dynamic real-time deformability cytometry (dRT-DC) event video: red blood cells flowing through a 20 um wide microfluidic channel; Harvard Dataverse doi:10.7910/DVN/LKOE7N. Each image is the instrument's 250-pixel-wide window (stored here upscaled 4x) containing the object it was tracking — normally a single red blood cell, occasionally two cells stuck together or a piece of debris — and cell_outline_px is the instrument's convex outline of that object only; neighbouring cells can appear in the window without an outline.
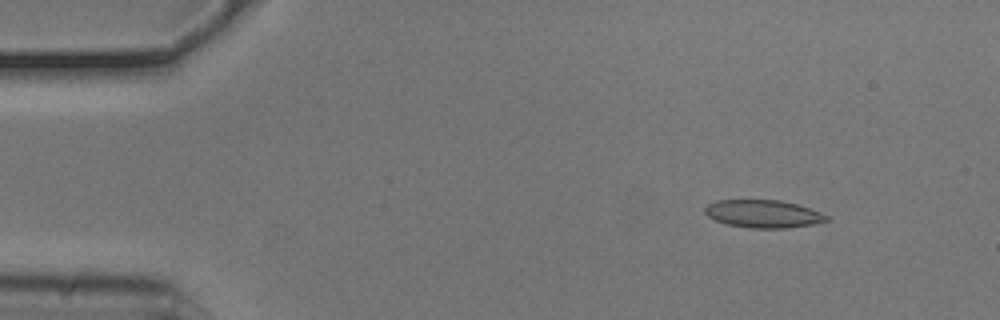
{"species": "common noctule bat (a hibernating species)", "species_latin": "Nyctalus noctula", "temperature_condition": "cold", "stored_images_in_passage": 53, "camera_frame_rate_fps": 3000, "um_per_image_px": 0.085, "animal": {"sex": "male", "body_mass_g": 20.5, "forearm_length_mm": 52.5}, "frame": {"image": 1, "passage_image": 6, "time_ms": 1.667, "image_size_px": [1000, 320], "cell_outline_px": [[828, 220], [812, 224], [784, 228], [752, 228], [724, 224], [708, 216], [704, 212], [704, 208], [708, 204], [716, 200], [780, 200], [796, 204], [820, 212], [828, 216]], "centroid_in_image_um": [64.83, 18.17], "position_along_channel_um": 20.2, "area_um2": 19.54}}
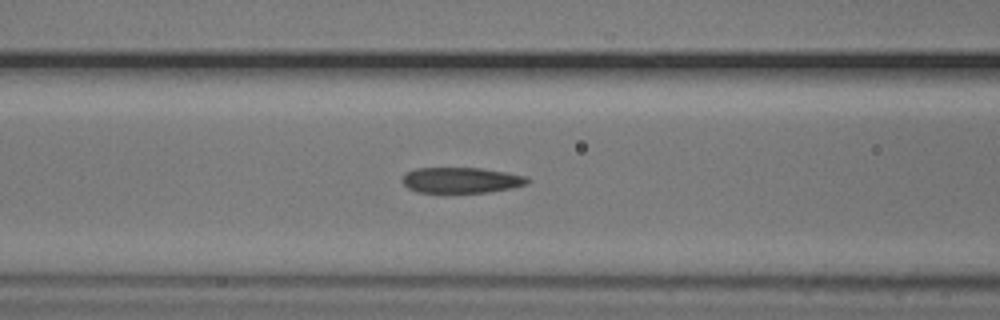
{"frame": {"image": 2, "passage_image": 21, "time_ms": 6.667, "image_size_px": [1000, 320], "cell_outline_px": [[532, 180], [528, 184], [512, 188], [488, 192], [416, 192], [408, 188], [400, 180], [404, 172], [416, 168], [480, 168], [504, 172], [524, 176]], "centroid_in_image_um": [39.16, 15.31], "position_along_channel_um": 127.4, "area_um2": 18.79}}
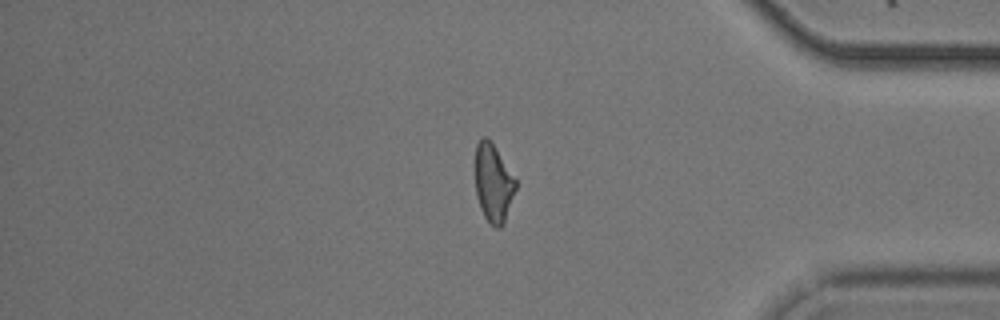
{"frame": {"image": 3, "passage_image": 44, "time_ms": 14.333, "image_size_px": [1000, 320], "cell_outline_px": [[516, 188], [504, 224], [500, 228], [496, 228], [484, 216], [480, 208], [476, 196], [476, 144], [480, 136], [488, 136], [492, 140], [516, 180]], "centroid_in_image_um": [41.93, 15.51], "position_along_channel_um": 393.3, "area_um2": 18.55}, "authors_computed_cell_mechanics": {"area_um2": 19.4786, "velocity_mm_per_s": 3.7939, "shape_relaxation_time_tau1_ms": null, "shape_relaxation_time_tau2_ms": 1.3164, "deformation_change_tau1": null, "deformation_change_tau2": 0.0822}}